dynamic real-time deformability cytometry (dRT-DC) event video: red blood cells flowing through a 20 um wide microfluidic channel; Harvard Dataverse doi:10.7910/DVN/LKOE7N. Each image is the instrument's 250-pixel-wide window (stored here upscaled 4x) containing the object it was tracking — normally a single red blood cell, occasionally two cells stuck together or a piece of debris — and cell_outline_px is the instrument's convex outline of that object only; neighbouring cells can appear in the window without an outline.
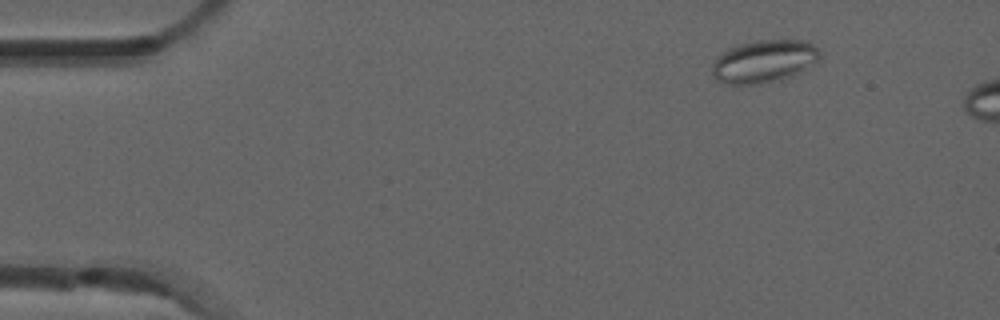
{"species": "common noctule bat (a hibernating species)", "species_latin": "Nyctalus noctula", "temperature_condition": "room temperature", "stored_images_in_passage": 4, "camera_frame_rate_fps": 3000, "um_per_image_px": 0.085, "animal": {"sex": "male", "forearm_length_mm": 52.5}, "frame": {"image": 1, "passage_image": 2, "time_ms": 0.333, "image_size_px": [1000, 320], "cell_outline_px": [[820, 56], [816, 60], [800, 72], [792, 76], [780, 80], [760, 84], [728, 84], [716, 80], [712, 76], [712, 64], [716, 56], [720, 52], [736, 44], [756, 40], [804, 40], [812, 44], [820, 52]], "centroid_in_image_um": [64.87, 5.21], "position_along_channel_um": 20.1, "area_um2": 26.99}}